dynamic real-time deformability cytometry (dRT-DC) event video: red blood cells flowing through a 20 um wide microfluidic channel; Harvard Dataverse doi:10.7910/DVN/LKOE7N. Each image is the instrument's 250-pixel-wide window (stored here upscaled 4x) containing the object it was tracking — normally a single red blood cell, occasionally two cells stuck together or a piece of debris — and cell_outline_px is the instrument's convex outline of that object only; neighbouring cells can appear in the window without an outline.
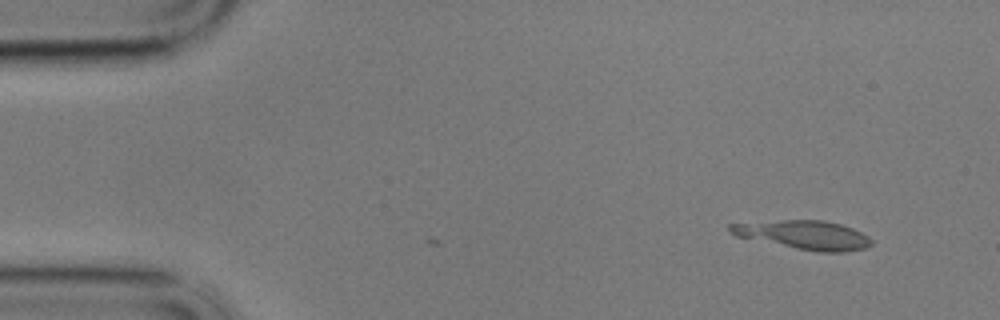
{"species": "common noctule bat (a hibernating species)", "species_latin": "Nyctalus noctula", "temperature_condition": "cold", "stored_images_in_passage": 3, "camera_frame_rate_fps": 3000, "um_per_image_px": 0.085, "animal": {"sex": "male", "body_mass_g": 17.9}, "frame": {"image": 1, "passage_image": 1, "time_ms": 0.0, "image_size_px": [1000, 320], "cell_outline_px": [[872, 244], [864, 248], [844, 252], [816, 252], [736, 236], [728, 228], [728, 224], [780, 220], [824, 220], [840, 224], [852, 228], [868, 236], [872, 240]], "centroid_in_image_um": [68.36, 19.96], "position_along_channel_um": 16.6, "area_um2": 23.47}}